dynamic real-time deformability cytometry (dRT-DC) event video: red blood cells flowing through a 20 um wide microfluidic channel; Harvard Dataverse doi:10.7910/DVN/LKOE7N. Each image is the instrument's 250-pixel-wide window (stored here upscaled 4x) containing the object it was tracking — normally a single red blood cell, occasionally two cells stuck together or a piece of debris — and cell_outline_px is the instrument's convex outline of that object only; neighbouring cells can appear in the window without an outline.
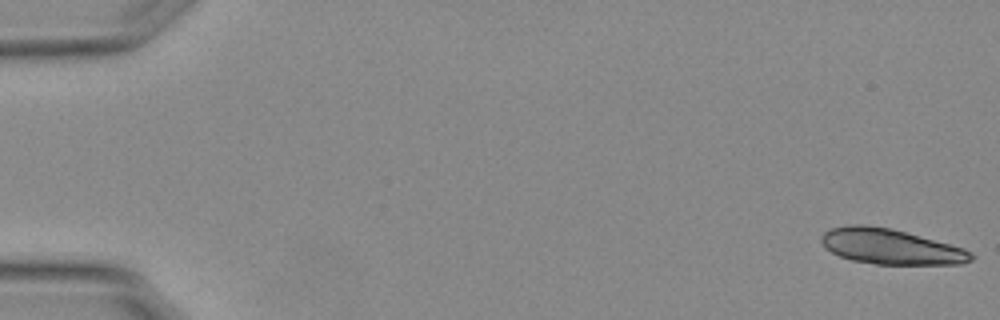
{"species": "Egyptian fruit bat (a non-hibernating species)", "species_latin": "Rousettus aegyptiacus", "temperature_condition": "warm", "stored_images_in_passage": 13, "camera_frame_rate_fps": 3000, "um_per_image_px": 0.085, "animal": {"sex": "female"}, "frame": {"image": 1, "passage_image": 1, "time_ms": 0.0, "image_size_px": [1000, 320], "cell_outline_px": [[972, 260], [960, 264], [876, 264], [852, 260], [840, 256], [824, 248], [820, 240], [820, 236], [824, 232], [832, 228], [848, 224], [868, 224], [892, 228], [964, 248], [972, 252]], "centroid_in_image_um": [75.66, 20.94], "position_along_channel_um": 9.3, "area_um2": 30.92}}